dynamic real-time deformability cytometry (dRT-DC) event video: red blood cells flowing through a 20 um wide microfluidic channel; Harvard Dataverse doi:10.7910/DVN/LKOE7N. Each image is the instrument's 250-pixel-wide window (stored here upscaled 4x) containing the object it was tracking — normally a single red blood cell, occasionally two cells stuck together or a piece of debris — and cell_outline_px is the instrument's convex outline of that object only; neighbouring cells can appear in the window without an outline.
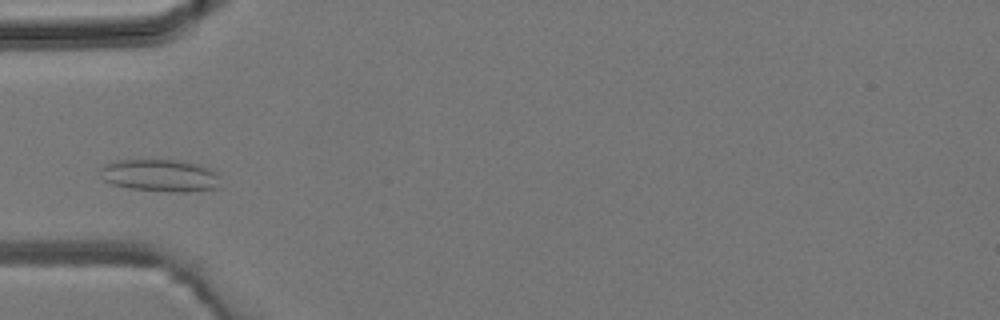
{"species": "common noctule bat (a hibernating species)", "species_latin": "Nyctalus noctula", "temperature_condition": "room temperature", "stored_images_in_passage": 1, "camera_frame_rate_fps": 3000, "um_per_image_px": 0.085, "animal": {"sex": "male", "body_mass_g": 19.2, "forearm_length_mm": 51.8}, "frame": {"image": 1, "passage_image": 1, "time_ms": 0.0, "image_size_px": [1000, 320], "cell_outline_px": [[220, 188], [188, 192], [168, 192], [128, 188], [112, 184], [104, 180], [100, 176], [100, 168], [116, 160], [172, 160], [196, 164], [208, 168], [216, 172], [220, 176]], "centroid_in_image_um": [13.64, 14.94], "position_along_channel_um": 71.4, "area_um2": 22.72}}